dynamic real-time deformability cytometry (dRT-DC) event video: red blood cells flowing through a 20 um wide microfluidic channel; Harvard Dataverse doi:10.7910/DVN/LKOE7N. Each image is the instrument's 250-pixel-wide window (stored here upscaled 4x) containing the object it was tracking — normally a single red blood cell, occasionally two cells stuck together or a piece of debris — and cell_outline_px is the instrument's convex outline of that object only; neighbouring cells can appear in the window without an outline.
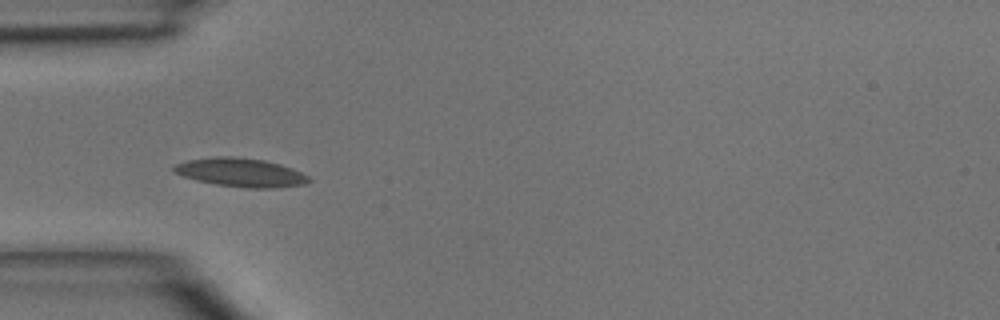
{"species": "common noctule bat (a hibernating species)", "species_latin": "Nyctalus noctula", "temperature_condition": "room temperature", "stored_images_in_passage": 2, "camera_frame_rate_fps": 3000, "um_per_image_px": 0.085, "animal": {"sex": "male", "body_mass_g": 15.6}, "frame": {"image": 1, "passage_image": 2, "time_ms": 1.0, "image_size_px": [1000, 320], "cell_outline_px": [[312, 180], [304, 184], [280, 188], [244, 188], [216, 184], [196, 180], [184, 176], [176, 172], [172, 168], [176, 164], [188, 160], [216, 156], [232, 156], [264, 160], [280, 164], [292, 168], [308, 176]], "centroid_in_image_um": [20.5, 14.66], "position_along_channel_um": 64.5, "area_um2": 22.48}}